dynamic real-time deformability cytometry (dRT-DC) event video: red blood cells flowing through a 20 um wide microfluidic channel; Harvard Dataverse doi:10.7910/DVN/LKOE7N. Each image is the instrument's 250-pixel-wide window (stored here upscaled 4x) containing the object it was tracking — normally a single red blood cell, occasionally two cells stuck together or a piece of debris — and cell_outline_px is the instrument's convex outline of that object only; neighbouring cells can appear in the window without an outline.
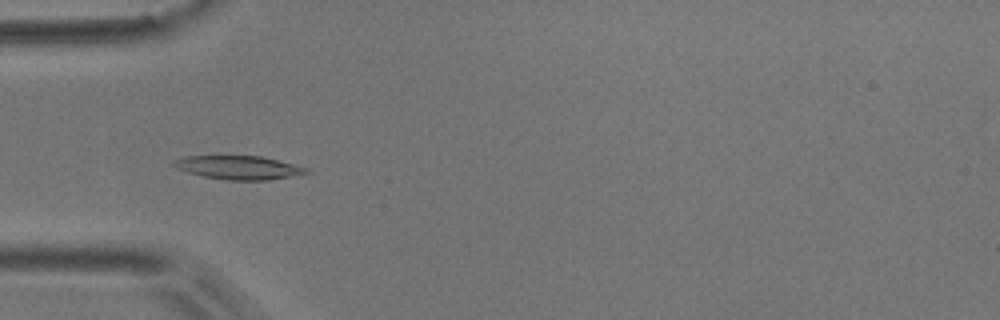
{"species": "common noctule bat (a hibernating species)", "species_latin": "Nyctalus noctula", "temperature_condition": "room temperature", "stored_images_in_passage": 45, "camera_frame_rate_fps": 3000, "um_per_image_px": 0.085, "animal": {"sex": "male", "body_mass_g": 17.9}, "frame": {"image": 1, "passage_image": 7, "time_ms": 2.0, "image_size_px": [1000, 320], "cell_outline_px": [[312, 172], [268, 180], [228, 180], [204, 176], [188, 172], [176, 168], [172, 164], [172, 160], [184, 156], [260, 156], [308, 168]], "centroid_in_image_um": [20.25, 14.24], "position_along_channel_um": 64.7, "area_um2": 18.03}}
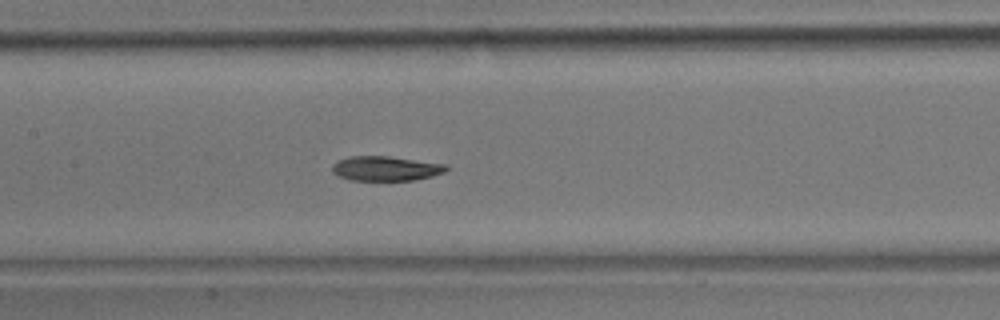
{"frame": {"image": 2, "passage_image": 16, "time_ms": 5.0, "image_size_px": [1000, 320], "cell_outline_px": [[448, 168], [444, 172], [432, 176], [416, 180], [348, 180], [336, 176], [332, 172], [332, 164], [336, 160], [348, 156], [388, 156], [448, 164]], "centroid_in_image_um": [32.75, 14.32], "position_along_channel_um": 174.7, "area_um2": 16.65}}
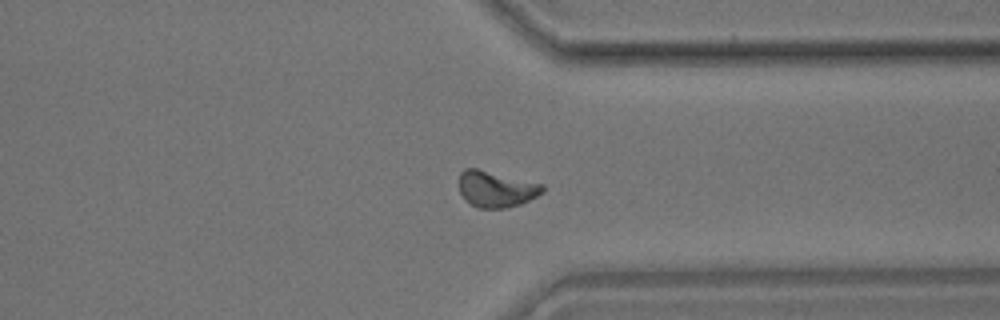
{"frame": {"image": 3, "passage_image": 32, "time_ms": 10.333, "image_size_px": [1000, 320], "cell_outline_px": [[544, 192], [520, 204], [504, 208], [476, 208], [464, 200], [460, 192], [460, 172], [464, 168], [476, 168], [544, 184]], "centroid_in_image_um": [42.15, 16.07], "position_along_channel_um": 369.2, "area_um2": 17.63}, "authors_computed_cell_mechanics": {"area_um2": 17.1088, "velocity_mm_per_s": 3.673, "shape_relaxation_time_tau1_ms": 5.72, "shape_relaxation_time_tau2_ms": 6.1476, "deformation_change_tau1": 0.138, "deformation_change_tau2": 0.0981}}